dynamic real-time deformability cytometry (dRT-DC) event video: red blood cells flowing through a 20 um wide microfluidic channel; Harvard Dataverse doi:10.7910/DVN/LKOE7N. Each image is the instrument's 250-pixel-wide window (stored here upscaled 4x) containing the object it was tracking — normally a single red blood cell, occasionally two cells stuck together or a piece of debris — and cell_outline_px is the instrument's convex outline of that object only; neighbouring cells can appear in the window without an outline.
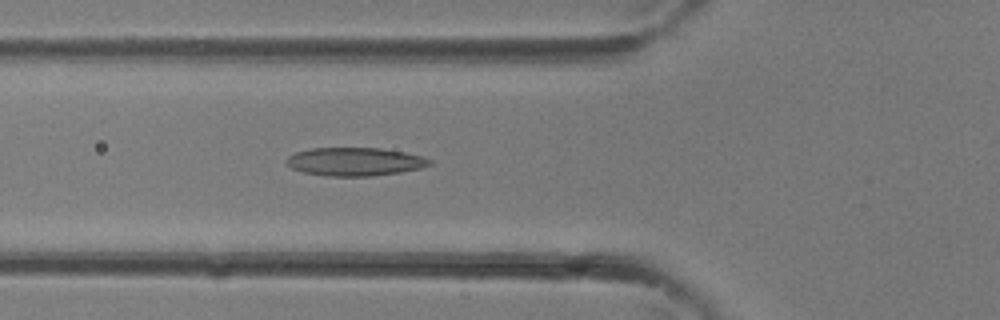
{"species": "common noctule bat (a hibernating species)", "species_latin": "Nyctalus noctula", "temperature_condition": "room temperature", "stored_images_in_passage": 32, "camera_frame_rate_fps": 3000, "um_per_image_px": 0.085, "animal": {"sex": "female"}, "frame": {"image": 1, "passage_image": 11, "time_ms": 3.333, "image_size_px": [1000, 320], "cell_outline_px": [[432, 164], [420, 168], [400, 172], [372, 176], [324, 176], [304, 172], [292, 168], [284, 160], [288, 156], [296, 152], [312, 148], [380, 148], [404, 152], [420, 156], [432, 160]], "centroid_in_image_um": [30.15, 13.74], "position_along_channel_um": 95.7, "area_um2": 23.52}}
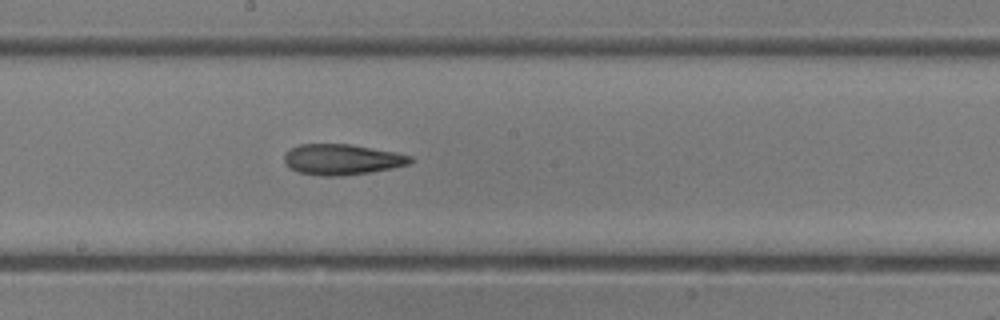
{"frame": {"image": 2, "passage_image": 17, "time_ms": 5.333, "image_size_px": [1000, 320], "cell_outline_px": [[412, 160], [408, 164], [392, 168], [372, 172], [340, 176], [324, 176], [296, 172], [284, 164], [284, 156], [292, 148], [300, 144], [352, 144], [396, 152], [412, 156]], "centroid_in_image_um": [29.06, 13.56], "position_along_channel_um": 219.1, "area_um2": 22.6}}
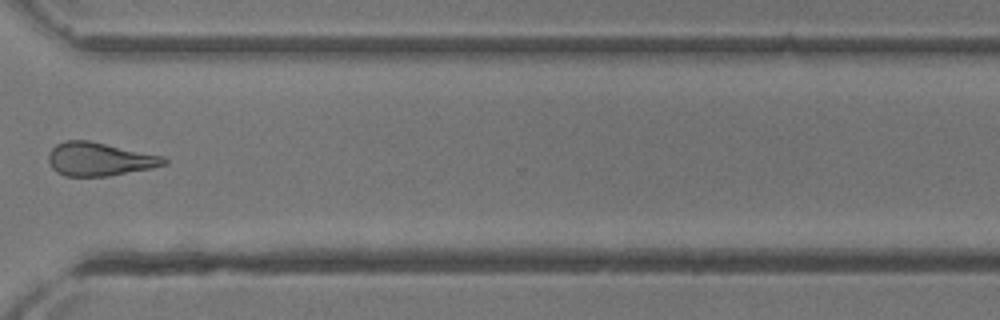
{"frame": {"image": 3, "passage_image": 24, "time_ms": 7.667, "image_size_px": [1000, 320], "cell_outline_px": [[168, 164], [152, 168], [108, 176], [64, 176], [56, 172], [52, 168], [48, 160], [48, 156], [52, 148], [56, 144], [64, 140], [88, 140], [164, 156], [168, 160]], "centroid_in_image_um": [8.46, 13.53], "position_along_channel_um": 362.1, "area_um2": 22.6}}